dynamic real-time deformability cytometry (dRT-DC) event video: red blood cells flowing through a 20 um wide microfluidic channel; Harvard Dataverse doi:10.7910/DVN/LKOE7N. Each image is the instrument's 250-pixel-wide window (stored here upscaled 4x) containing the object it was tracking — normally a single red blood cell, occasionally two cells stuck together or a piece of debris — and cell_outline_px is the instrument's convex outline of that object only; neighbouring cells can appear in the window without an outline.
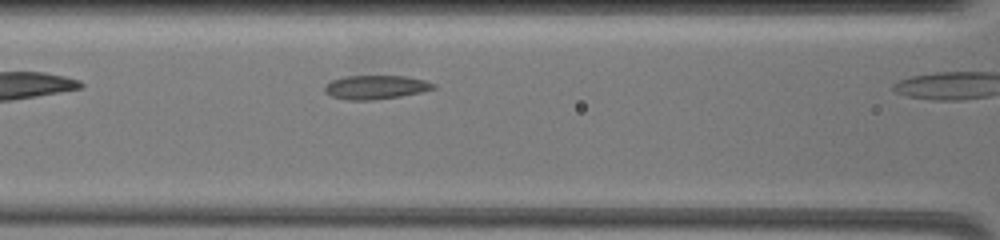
{"species": "common noctule bat (a hibernating species)", "species_latin": "Nyctalus noctula", "temperature_condition": "warm", "stored_images_in_passage": 17, "camera_frame_rate_fps": 3000, "um_per_image_px": 0.085, "animal": {"sex": "female", "body_mass_g": 19.5, "forearm_length_mm": 54.1}, "frame": {"image": 1, "passage_image": 9, "time_ms": 1.0, "image_size_px": [1000, 240], "cell_outline_px": [[436, 88], [420, 92], [400, 96], [372, 100], [344, 100], [332, 96], [324, 92], [324, 84], [332, 80], [344, 76], [404, 76], [424, 80], [436, 84]], "centroid_in_image_um": [31.89, 7.41], "position_along_channel_um": 134.7, "area_um2": 15.14}}